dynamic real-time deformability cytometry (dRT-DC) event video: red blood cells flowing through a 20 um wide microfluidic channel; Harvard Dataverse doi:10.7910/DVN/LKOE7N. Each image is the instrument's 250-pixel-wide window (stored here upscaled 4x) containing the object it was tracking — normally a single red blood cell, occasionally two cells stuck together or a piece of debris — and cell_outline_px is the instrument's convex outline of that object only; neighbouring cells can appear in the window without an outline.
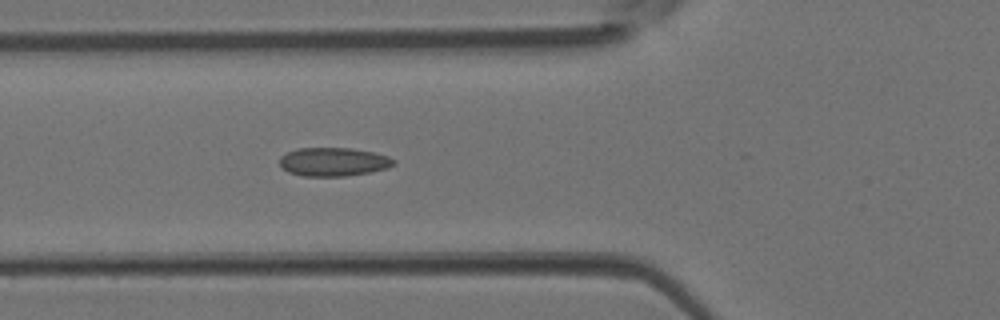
{"species": "Egyptian fruit bat (a non-hibernating species)", "species_latin": "Rousettus aegyptiacus", "temperature_condition": "room temperature", "stored_images_in_passage": 19, "camera_frame_rate_fps": 3000, "um_per_image_px": 0.085, "animal": {"sex": "female"}, "frame": {"image": 1, "passage_image": 16, "time_ms": 5.0, "image_size_px": [1000, 320], "cell_outline_px": [[396, 164], [388, 168], [372, 172], [344, 176], [304, 176], [288, 172], [280, 164], [280, 156], [296, 148], [352, 148], [372, 152], [388, 156], [396, 160]], "centroid_in_image_um": [28.37, 13.75], "position_along_channel_um": 97.4, "area_um2": 19.07}}
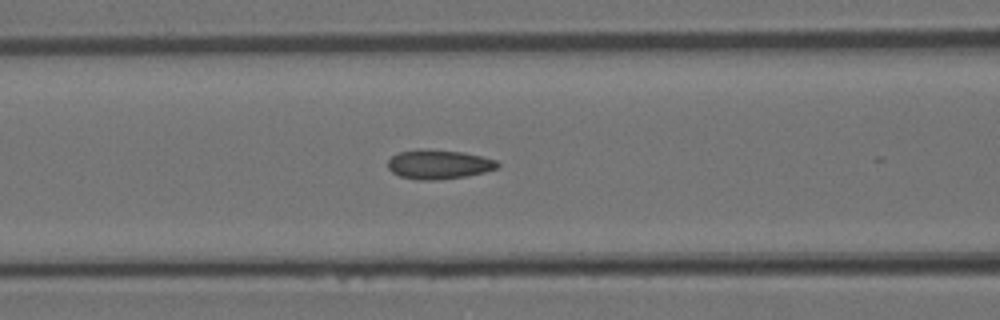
{"frame": {"image": 2, "passage_image": 18, "time_ms": 5.667, "image_size_px": [1000, 320], "cell_outline_px": [[500, 168], [468, 176], [436, 180], [420, 180], [400, 176], [392, 172], [388, 168], [388, 160], [392, 156], [400, 152], [416, 148], [464, 152], [496, 160], [500, 164]], "centroid_in_image_um": [37.3, 13.97], "position_along_channel_um": 129.3, "area_um2": 18.84}}